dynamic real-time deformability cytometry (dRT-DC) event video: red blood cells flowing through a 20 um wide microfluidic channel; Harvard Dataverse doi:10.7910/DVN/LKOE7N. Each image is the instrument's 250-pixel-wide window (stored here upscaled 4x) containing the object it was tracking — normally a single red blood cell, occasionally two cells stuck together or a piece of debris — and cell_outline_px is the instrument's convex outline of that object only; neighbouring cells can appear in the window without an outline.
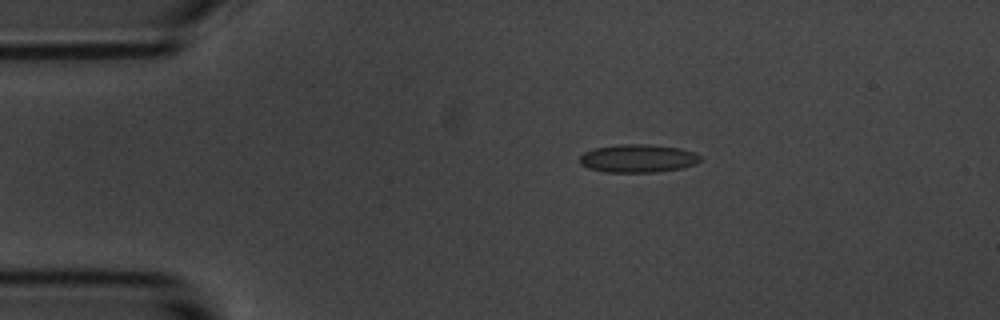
{"species": "common noctule bat (a hibernating species)", "species_latin": "Nyctalus noctula", "temperature_condition": "room temperature", "stored_images_in_passage": 55, "camera_frame_rate_fps": 3000, "um_per_image_px": 0.085, "animal": {"sex": "male", "body_mass_g": 20.1, "forearm_length_mm": 53.5}, "frame": {"image": 1, "passage_image": 10, "time_ms": 3.0, "image_size_px": [1000, 320], "cell_outline_px": [[700, 160], [696, 164], [680, 168], [656, 172], [604, 172], [588, 168], [580, 164], [580, 156], [584, 152], [596, 148], [620, 144], [648, 144], [680, 148], [696, 152], [700, 156]], "centroid_in_image_um": [54.23, 13.46], "position_along_channel_um": 30.8, "area_um2": 19.77}}
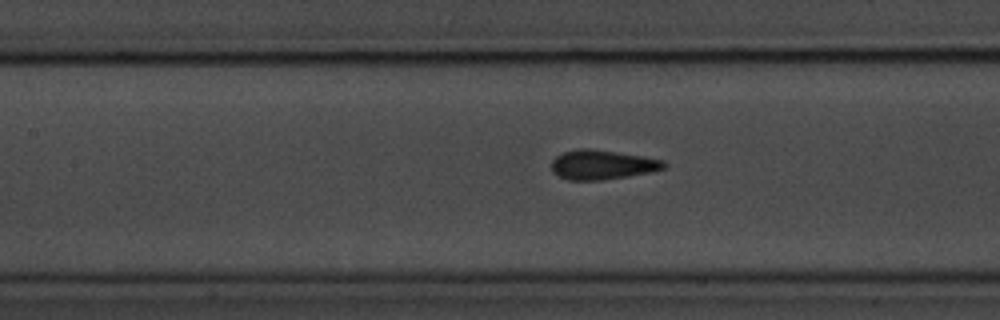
{"frame": {"image": 2, "passage_image": 24, "time_ms": 7.667, "image_size_px": [1000, 320], "cell_outline_px": [[668, 164], [664, 168], [648, 172], [628, 176], [600, 180], [568, 180], [552, 172], [552, 160], [556, 156], [564, 152], [576, 148], [592, 148], [644, 156], [664, 160]], "centroid_in_image_um": [51.18, 13.98], "position_along_channel_um": 156.2, "area_um2": 19.36}}
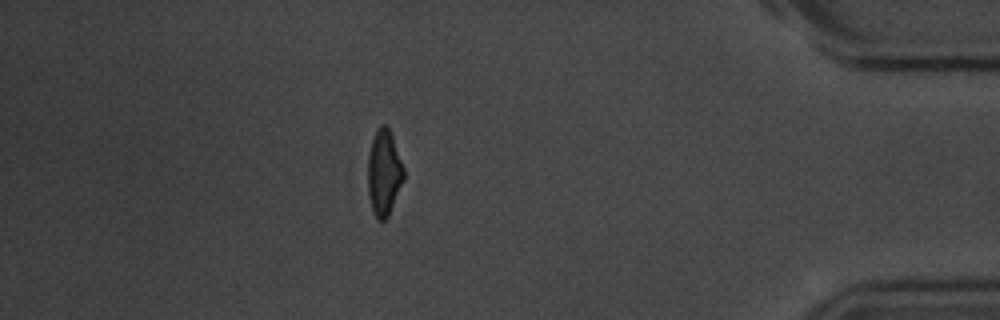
{"frame": {"image": 3, "passage_image": 48, "time_ms": 15.667, "image_size_px": [1000, 320], "cell_outline_px": [[404, 180], [388, 216], [384, 220], [376, 220], [372, 212], [368, 196], [368, 152], [376, 128], [380, 124], [384, 124], [388, 128], [392, 136], [404, 168]], "centroid_in_image_um": [32.62, 14.69], "position_along_channel_um": 402.6, "area_um2": 18.09}, "authors_computed_cell_mechanics": {"area_um2": 18.785, "velocity_mm_per_s": 3.6268, "shape_relaxation_time_tau1_ms": 2.7509, "shape_relaxation_time_tau2_ms": 1.3175, "deformation_change_tau1": 0.1236, "deformation_change_tau2": 0.0431}}